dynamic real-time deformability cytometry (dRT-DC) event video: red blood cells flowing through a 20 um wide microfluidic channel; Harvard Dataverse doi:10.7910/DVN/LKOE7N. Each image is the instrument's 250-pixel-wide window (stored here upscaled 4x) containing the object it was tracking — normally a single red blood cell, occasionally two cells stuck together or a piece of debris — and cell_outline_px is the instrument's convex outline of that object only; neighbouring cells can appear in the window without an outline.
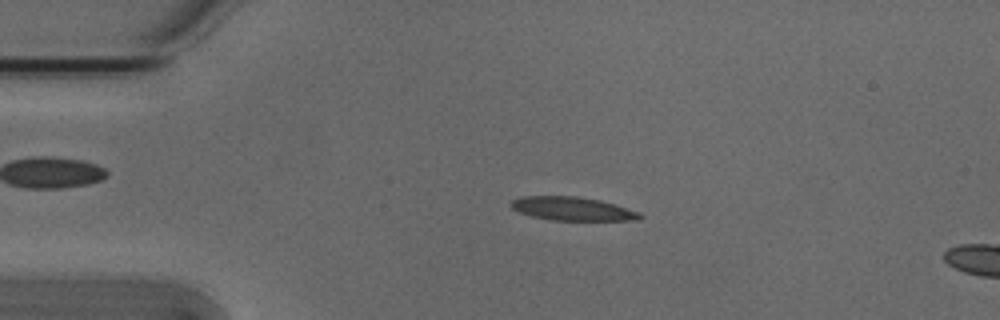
{"species": "Egyptian fruit bat (a non-hibernating species)", "species_latin": "Rousettus aegyptiacus", "temperature_condition": "cold", "stored_images_in_passage": 5, "camera_frame_rate_fps": 3000, "um_per_image_px": 0.085, "animal": {"sex": "male"}, "frame": {"image": 1, "passage_image": 2, "time_ms": 0.333, "image_size_px": [1000, 320], "cell_outline_px": [[644, 216], [640, 220], [552, 220], [532, 216], [520, 212], [512, 208], [512, 200], [520, 196], [576, 196], [600, 200], [616, 204], [640, 212]], "centroid_in_image_um": [48.71, 17.74], "position_along_channel_um": 36.3, "area_um2": 17.69}}